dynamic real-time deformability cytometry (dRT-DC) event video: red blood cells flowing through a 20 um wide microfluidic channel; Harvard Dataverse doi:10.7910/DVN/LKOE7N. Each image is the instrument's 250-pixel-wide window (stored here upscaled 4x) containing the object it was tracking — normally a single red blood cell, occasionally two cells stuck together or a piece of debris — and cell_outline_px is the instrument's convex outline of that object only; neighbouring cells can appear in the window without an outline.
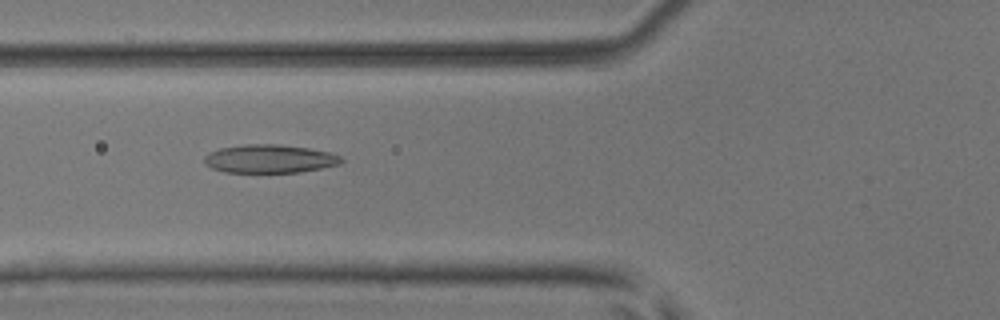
{"species": "common noctule bat (a hibernating species)", "species_latin": "Nyctalus noctula", "temperature_condition": "room temperature", "stored_images_in_passage": 40, "camera_frame_rate_fps": 3000, "um_per_image_px": 0.085, "animal": {"sex": "male", "body_mass_g": 17.9, "forearm_length_mm": 54.2}, "frame": {"image": 1, "passage_image": 7, "time_ms": 2.0, "image_size_px": [1000, 320], "cell_outline_px": [[344, 160], [340, 164], [300, 172], [224, 172], [212, 168], [204, 164], [204, 156], [208, 152], [220, 148], [244, 144], [280, 144], [308, 148], [328, 152], [340, 156]], "centroid_in_image_um": [22.88, 13.49], "position_along_channel_um": 102.9, "area_um2": 22.66}}
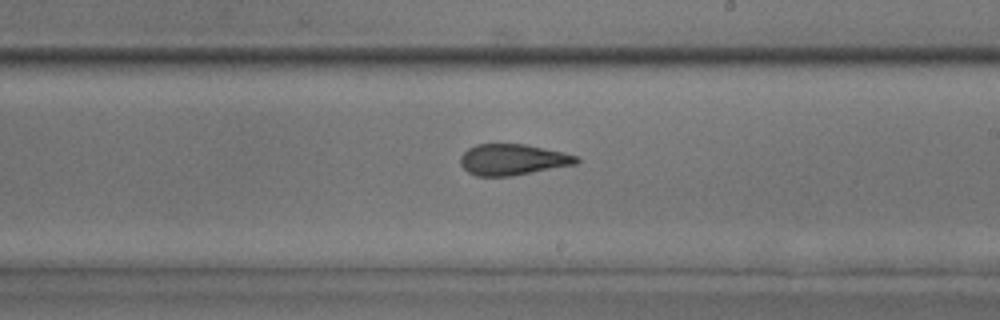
{"frame": {"image": 2, "passage_image": 18, "time_ms": 5.667, "image_size_px": [1000, 320], "cell_outline_px": [[580, 160], [576, 164], [512, 176], [476, 176], [468, 172], [460, 164], [460, 156], [468, 148], [476, 144], [524, 144], [564, 152], [580, 156]], "centroid_in_image_um": [43.59, 13.56], "position_along_channel_um": 245.4, "area_um2": 21.1}}
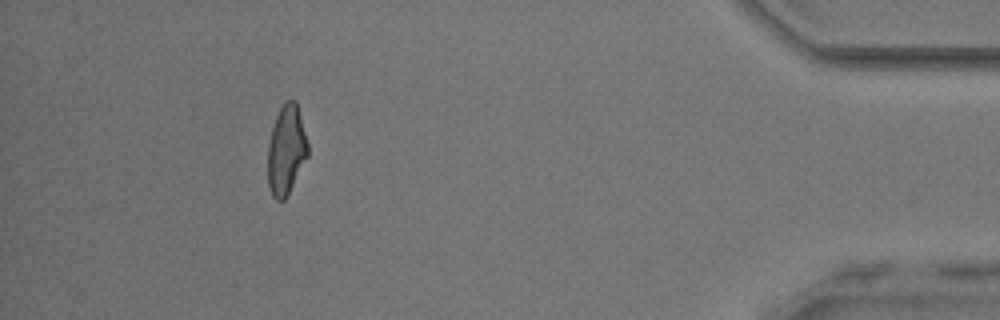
{"frame": {"image": 3, "passage_image": 35, "time_ms": 11.333, "image_size_px": [1000, 320], "cell_outline_px": [[308, 156], [288, 196], [284, 200], [276, 200], [272, 196], [268, 184], [268, 144], [272, 128], [276, 116], [284, 100], [296, 100], [308, 144]], "centroid_in_image_um": [24.33, 12.77], "position_along_channel_um": 410.9, "area_um2": 20.98}, "authors_computed_cell_mechanics": {"area_um2": 21.4149, "velocity_mm_per_s": 3.8985, "shape_relaxation_time_tau1_ms": 10.684, "shape_relaxation_time_tau2_ms": 2.0234, "deformation_change_tau1": 0.2449, "deformation_change_tau2": 0.1136}}